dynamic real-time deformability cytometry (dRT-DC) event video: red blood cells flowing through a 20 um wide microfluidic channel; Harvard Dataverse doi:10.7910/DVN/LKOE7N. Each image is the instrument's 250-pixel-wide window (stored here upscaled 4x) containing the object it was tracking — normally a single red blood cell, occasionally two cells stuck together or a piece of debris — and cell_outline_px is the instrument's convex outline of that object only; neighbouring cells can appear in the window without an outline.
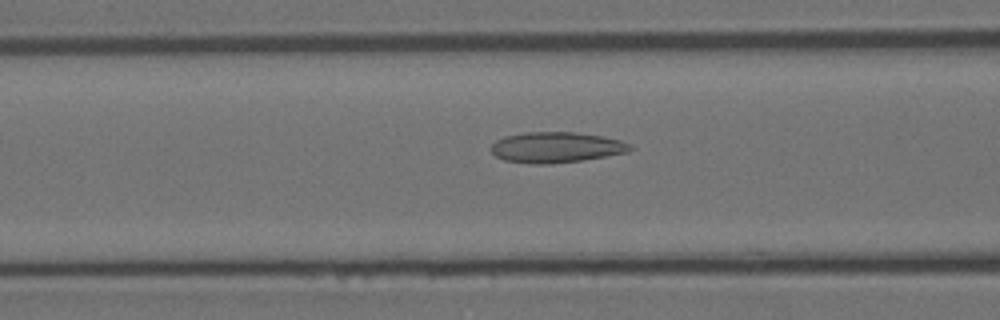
{"species": "Egyptian fruit bat (a non-hibernating species)", "species_latin": "Rousettus aegyptiacus", "temperature_condition": "room temperature", "stored_images_in_passage": 40, "camera_frame_rate_fps": 3000, "um_per_image_px": 0.085, "animal": {"sex": "female"}, "frame": {"image": 1, "passage_image": 6, "time_ms": 1.667, "image_size_px": [1000, 320], "cell_outline_px": [[632, 148], [628, 152], [580, 160], [552, 164], [532, 164], [504, 160], [496, 156], [488, 148], [496, 140], [504, 136], [524, 132], [576, 132], [604, 136], [620, 140], [632, 144]], "centroid_in_image_um": [47.25, 12.51], "position_along_channel_um": 119.4, "area_um2": 24.97}}
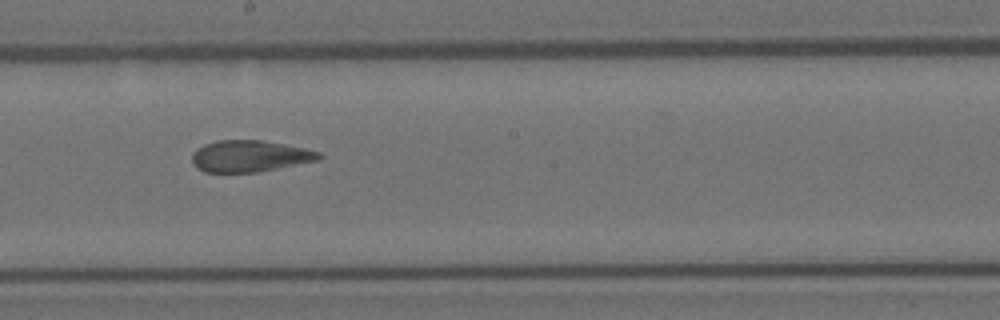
{"frame": {"image": 2, "passage_image": 15, "time_ms": 4.667, "image_size_px": [1000, 320], "cell_outline_px": [[324, 156], [320, 160], [256, 172], [204, 172], [196, 168], [192, 160], [192, 152], [196, 148], [204, 144], [216, 140], [260, 140], [284, 144], [304, 148], [320, 152]], "centroid_in_image_um": [21.21, 13.27], "position_along_channel_um": 227.0, "area_um2": 23.41}}
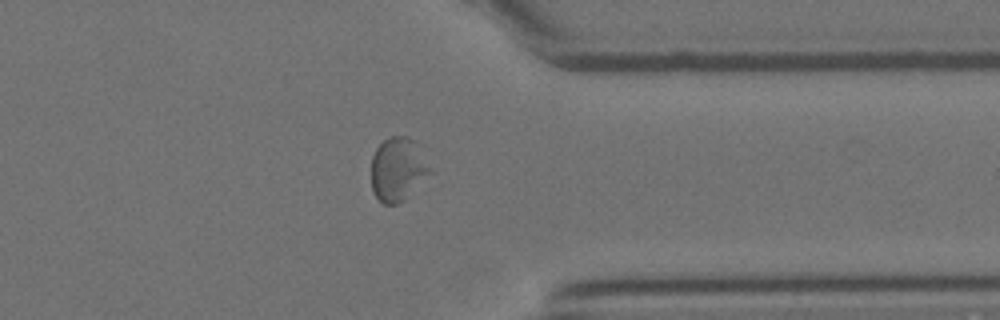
{"frame": {"image": 3, "passage_image": 28, "time_ms": 9.0, "image_size_px": [1000, 320], "cell_outline_px": [[436, 172], [404, 200], [396, 204], [384, 204], [376, 196], [372, 188], [372, 156], [376, 148], [388, 136], [408, 136], [416, 140]], "centroid_in_image_um": [33.91, 14.36], "position_along_channel_um": 377.5, "area_um2": 22.6}, "authors_computed_cell_mechanics": {"area_um2": 23.7558, "velocity_mm_per_s": 3.5967, "shape_relaxation_time_tau1_ms": null, "shape_relaxation_time_tau2_ms": 1.6095, "deformation_change_tau1": null, "deformation_change_tau2": 0.0835}}